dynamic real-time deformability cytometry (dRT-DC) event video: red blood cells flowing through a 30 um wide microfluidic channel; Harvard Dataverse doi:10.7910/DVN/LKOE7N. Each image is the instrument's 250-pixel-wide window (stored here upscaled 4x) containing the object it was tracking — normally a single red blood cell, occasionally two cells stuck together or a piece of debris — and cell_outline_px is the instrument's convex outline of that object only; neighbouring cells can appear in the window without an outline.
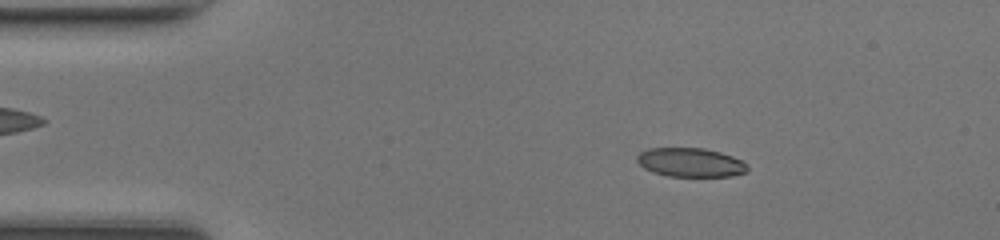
{"species": "common noctule bat (a hibernating species)", "species_latin": "Nyctalus noctula", "temperature_condition": "room temperature", "stored_images_in_passage": 47, "camera_frame_rate_fps": 3000, "um_per_image_px": 0.085, "animal": {"sex": "female", "body_mass_g": 17.0, "forearm_length_mm": 48.0}, "frame": {"image": 1, "passage_image": 7, "time_ms": 2.0, "image_size_px": [1000, 240], "cell_outline_px": [[748, 172], [732, 176], [668, 176], [652, 172], [644, 168], [636, 160], [636, 156], [640, 152], [648, 148], [704, 148], [720, 152], [732, 156], [748, 164]], "centroid_in_image_um": [58.69, 13.8], "position_along_channel_um": 26.3, "area_um2": 18.73}}
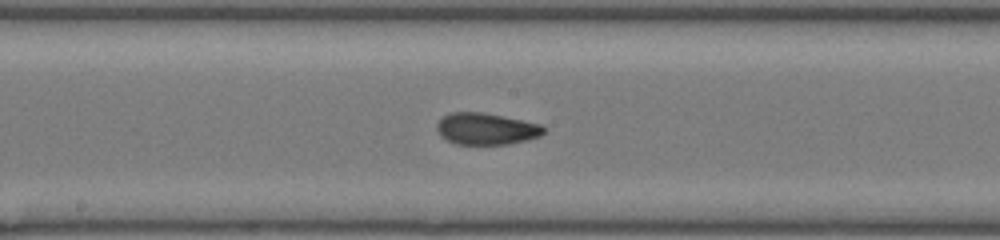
{"frame": {"image": 2, "passage_image": 24, "time_ms": 7.667, "image_size_px": [1000, 240], "cell_outline_px": [[548, 128], [540, 136], [528, 140], [508, 144], [456, 144], [440, 136], [436, 128], [436, 124], [444, 116], [452, 112], [484, 112], [540, 124]], "centroid_in_image_um": [41.34, 10.95], "position_along_channel_um": 206.9, "area_um2": 19.77}}
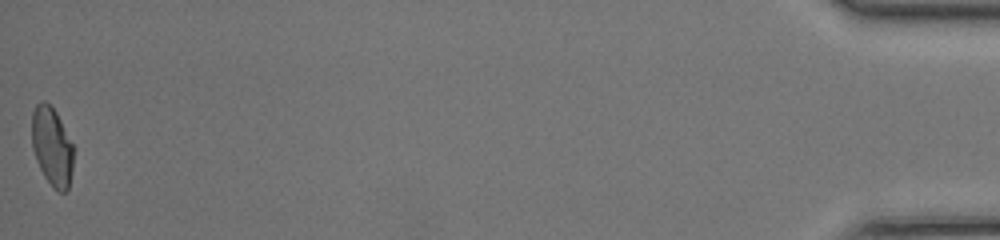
{"frame": {"image": 3, "passage_image": 47, "time_ms": 15.333, "image_size_px": [1000, 240], "cell_outline_px": [[72, 168], [68, 188], [64, 192], [56, 192], [52, 188], [44, 176], [36, 160], [32, 148], [32, 112], [36, 104], [40, 100], [44, 100], [56, 112], [72, 144]], "centroid_in_image_um": [4.39, 12.47], "position_along_channel_um": 430.8, "area_um2": 18.96}, "authors_computed_cell_mechanics": {"area_um2": 19.4786, "velocity_mm_per_s": 4.3146, "shape_relaxation_time_tau1_ms": 5.2589, "shape_relaxation_time_tau2_ms": 1.2555, "deformation_change_tau1": 0.1823, "deformation_change_tau2": 0.0574}}